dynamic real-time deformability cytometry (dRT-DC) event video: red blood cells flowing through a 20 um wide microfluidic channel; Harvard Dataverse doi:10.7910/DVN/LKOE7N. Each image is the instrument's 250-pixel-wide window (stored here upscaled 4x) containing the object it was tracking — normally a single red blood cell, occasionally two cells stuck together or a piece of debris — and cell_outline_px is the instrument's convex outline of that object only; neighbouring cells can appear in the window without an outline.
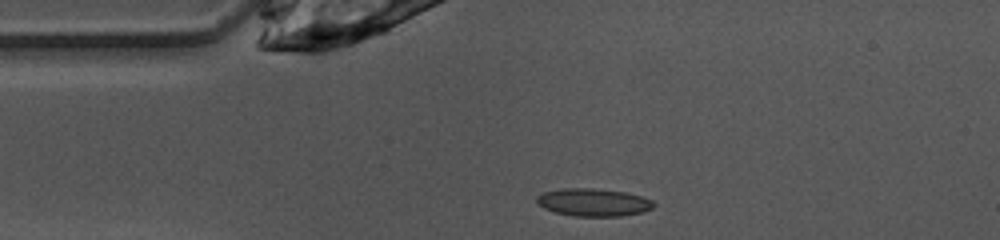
{"species": "common noctule bat (a hibernating species)", "species_latin": "Nyctalus noctula", "temperature_condition": "warm", "stored_images_in_passage": 40, "camera_frame_rate_fps": 3000, "um_per_image_px": 0.085, "animal": {"sex": "female", "body_mass_g": 10.0, "forearm_length_mm": 53.1}, "frame": {"image": 1, "passage_image": 1, "time_ms": 0.0, "image_size_px": [1000, 240], "cell_outline_px": [[656, 204], [652, 208], [644, 212], [620, 216], [576, 216], [552, 212], [536, 204], [536, 196], [544, 192], [564, 188], [592, 188], [624, 192], [640, 196], [652, 200]], "centroid_in_image_um": [50.41, 17.2], "position_along_channel_um": 34.6, "area_um2": 18.96}}
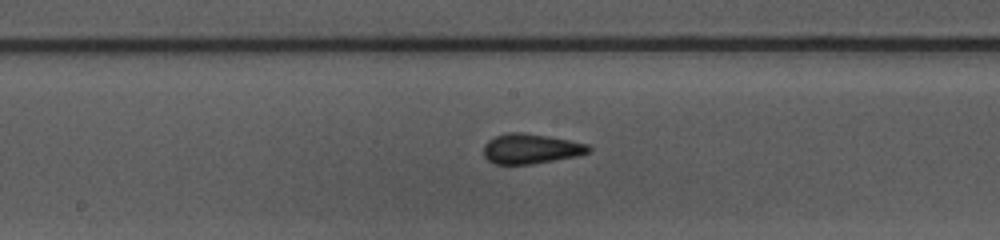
{"frame": {"image": 2, "passage_image": 15, "time_ms": 4.667, "image_size_px": [1000, 240], "cell_outline_px": [[592, 152], [576, 156], [532, 164], [496, 164], [488, 160], [484, 156], [484, 144], [488, 140], [496, 136], [508, 132], [520, 132], [548, 136], [588, 144], [592, 148]], "centroid_in_image_um": [45.13, 12.64], "position_along_channel_um": 203.1, "area_um2": 18.32}}
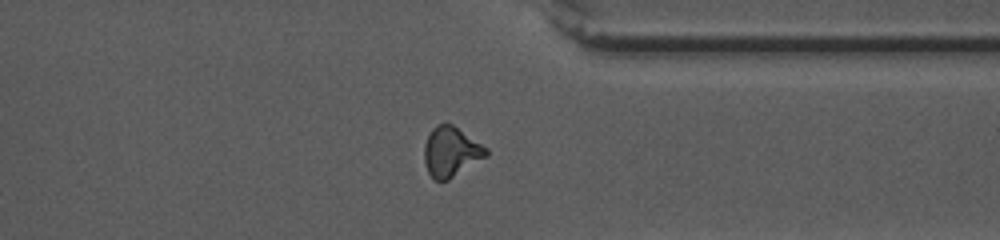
{"frame": {"image": 3, "passage_image": 28, "time_ms": 9.0, "image_size_px": [1000, 240], "cell_outline_px": [[488, 156], [448, 180], [436, 180], [428, 172], [424, 164], [424, 144], [432, 128], [436, 124], [452, 124], [488, 148]], "centroid_in_image_um": [38.34, 12.9], "position_along_channel_um": 373.1, "area_um2": 17.98}, "authors_computed_cell_mechanics": {"area_um2": 17.4845, "velocity_mm_per_s": 4.0354, "shape_relaxation_time_tau1_ms": 5.9562, "shape_relaxation_time_tau2_ms": 1.4702, "deformation_change_tau1": 0.1796, "deformation_change_tau2": 0.1016}}